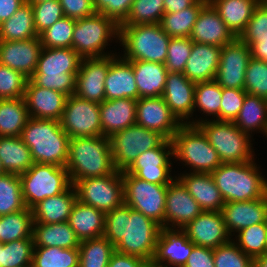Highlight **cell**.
<instances>
[{
	"instance_id": "cell-1",
	"label": "cell",
	"mask_w": 267,
	"mask_h": 267,
	"mask_svg": "<svg viewBox=\"0 0 267 267\" xmlns=\"http://www.w3.org/2000/svg\"><path fill=\"white\" fill-rule=\"evenodd\" d=\"M160 230L158 223L125 203L105 213L103 236L122 254L152 261Z\"/></svg>"
},
{
	"instance_id": "cell-2",
	"label": "cell",
	"mask_w": 267,
	"mask_h": 267,
	"mask_svg": "<svg viewBox=\"0 0 267 267\" xmlns=\"http://www.w3.org/2000/svg\"><path fill=\"white\" fill-rule=\"evenodd\" d=\"M65 167L72 185L84 178L112 174L116 169L112 159L110 137L70 138L68 162Z\"/></svg>"
},
{
	"instance_id": "cell-3",
	"label": "cell",
	"mask_w": 267,
	"mask_h": 267,
	"mask_svg": "<svg viewBox=\"0 0 267 267\" xmlns=\"http://www.w3.org/2000/svg\"><path fill=\"white\" fill-rule=\"evenodd\" d=\"M20 137L29 147L34 163L67 165L70 137L60 121L30 117Z\"/></svg>"
},
{
	"instance_id": "cell-4",
	"label": "cell",
	"mask_w": 267,
	"mask_h": 267,
	"mask_svg": "<svg viewBox=\"0 0 267 267\" xmlns=\"http://www.w3.org/2000/svg\"><path fill=\"white\" fill-rule=\"evenodd\" d=\"M258 168L254 161L222 163L211 173L225 203L267 196V179Z\"/></svg>"
},
{
	"instance_id": "cell-5",
	"label": "cell",
	"mask_w": 267,
	"mask_h": 267,
	"mask_svg": "<svg viewBox=\"0 0 267 267\" xmlns=\"http://www.w3.org/2000/svg\"><path fill=\"white\" fill-rule=\"evenodd\" d=\"M82 58L72 48L43 47L37 69L30 80L37 86L64 93L76 90V76Z\"/></svg>"
},
{
	"instance_id": "cell-6",
	"label": "cell",
	"mask_w": 267,
	"mask_h": 267,
	"mask_svg": "<svg viewBox=\"0 0 267 267\" xmlns=\"http://www.w3.org/2000/svg\"><path fill=\"white\" fill-rule=\"evenodd\" d=\"M127 61L141 60L164 64L171 37L160 24L119 25V38Z\"/></svg>"
},
{
	"instance_id": "cell-7",
	"label": "cell",
	"mask_w": 267,
	"mask_h": 267,
	"mask_svg": "<svg viewBox=\"0 0 267 267\" xmlns=\"http://www.w3.org/2000/svg\"><path fill=\"white\" fill-rule=\"evenodd\" d=\"M195 120L187 124L197 125L216 150L222 163H241L254 160L251 135L241 131L233 121ZM250 136V137H249Z\"/></svg>"
},
{
	"instance_id": "cell-8",
	"label": "cell",
	"mask_w": 267,
	"mask_h": 267,
	"mask_svg": "<svg viewBox=\"0 0 267 267\" xmlns=\"http://www.w3.org/2000/svg\"><path fill=\"white\" fill-rule=\"evenodd\" d=\"M173 157L190 165L192 172L211 174L222 162L197 125L183 124L172 138Z\"/></svg>"
},
{
	"instance_id": "cell-9",
	"label": "cell",
	"mask_w": 267,
	"mask_h": 267,
	"mask_svg": "<svg viewBox=\"0 0 267 267\" xmlns=\"http://www.w3.org/2000/svg\"><path fill=\"white\" fill-rule=\"evenodd\" d=\"M19 177L25 206L30 209L48 197L63 193L72 185L66 167L55 164L34 163Z\"/></svg>"
},
{
	"instance_id": "cell-10",
	"label": "cell",
	"mask_w": 267,
	"mask_h": 267,
	"mask_svg": "<svg viewBox=\"0 0 267 267\" xmlns=\"http://www.w3.org/2000/svg\"><path fill=\"white\" fill-rule=\"evenodd\" d=\"M119 38V26L105 15L96 13L90 17L76 20L72 36V49L81 58L113 55L103 51L108 42ZM104 53V54H103Z\"/></svg>"
},
{
	"instance_id": "cell-11",
	"label": "cell",
	"mask_w": 267,
	"mask_h": 267,
	"mask_svg": "<svg viewBox=\"0 0 267 267\" xmlns=\"http://www.w3.org/2000/svg\"><path fill=\"white\" fill-rule=\"evenodd\" d=\"M124 203L164 228L168 184H155L122 172Z\"/></svg>"
},
{
	"instance_id": "cell-12",
	"label": "cell",
	"mask_w": 267,
	"mask_h": 267,
	"mask_svg": "<svg viewBox=\"0 0 267 267\" xmlns=\"http://www.w3.org/2000/svg\"><path fill=\"white\" fill-rule=\"evenodd\" d=\"M166 138L160 133L134 124L110 137L113 164L119 172L126 171L139 154L159 147Z\"/></svg>"
},
{
	"instance_id": "cell-13",
	"label": "cell",
	"mask_w": 267,
	"mask_h": 267,
	"mask_svg": "<svg viewBox=\"0 0 267 267\" xmlns=\"http://www.w3.org/2000/svg\"><path fill=\"white\" fill-rule=\"evenodd\" d=\"M73 186L77 200L104 213L124 203L122 172L118 170L104 177L78 180Z\"/></svg>"
},
{
	"instance_id": "cell-14",
	"label": "cell",
	"mask_w": 267,
	"mask_h": 267,
	"mask_svg": "<svg viewBox=\"0 0 267 267\" xmlns=\"http://www.w3.org/2000/svg\"><path fill=\"white\" fill-rule=\"evenodd\" d=\"M60 123L70 138L102 136L100 103L73 94L67 97Z\"/></svg>"
},
{
	"instance_id": "cell-15",
	"label": "cell",
	"mask_w": 267,
	"mask_h": 267,
	"mask_svg": "<svg viewBox=\"0 0 267 267\" xmlns=\"http://www.w3.org/2000/svg\"><path fill=\"white\" fill-rule=\"evenodd\" d=\"M250 47L239 37L221 48L215 81L222 88L244 89Z\"/></svg>"
},
{
	"instance_id": "cell-16",
	"label": "cell",
	"mask_w": 267,
	"mask_h": 267,
	"mask_svg": "<svg viewBox=\"0 0 267 267\" xmlns=\"http://www.w3.org/2000/svg\"><path fill=\"white\" fill-rule=\"evenodd\" d=\"M172 156V141L166 139L159 147L139 154L126 172L151 183L169 184L174 180L170 176Z\"/></svg>"
},
{
	"instance_id": "cell-17",
	"label": "cell",
	"mask_w": 267,
	"mask_h": 267,
	"mask_svg": "<svg viewBox=\"0 0 267 267\" xmlns=\"http://www.w3.org/2000/svg\"><path fill=\"white\" fill-rule=\"evenodd\" d=\"M115 56L82 58L74 94L88 101L102 103L105 100L106 75Z\"/></svg>"
},
{
	"instance_id": "cell-18",
	"label": "cell",
	"mask_w": 267,
	"mask_h": 267,
	"mask_svg": "<svg viewBox=\"0 0 267 267\" xmlns=\"http://www.w3.org/2000/svg\"><path fill=\"white\" fill-rule=\"evenodd\" d=\"M136 124L172 140L183 125L171 112L163 97L139 98L136 104Z\"/></svg>"
},
{
	"instance_id": "cell-19",
	"label": "cell",
	"mask_w": 267,
	"mask_h": 267,
	"mask_svg": "<svg viewBox=\"0 0 267 267\" xmlns=\"http://www.w3.org/2000/svg\"><path fill=\"white\" fill-rule=\"evenodd\" d=\"M175 178L167 188L164 228L180 230L194 220L202 209L177 176Z\"/></svg>"
},
{
	"instance_id": "cell-20",
	"label": "cell",
	"mask_w": 267,
	"mask_h": 267,
	"mask_svg": "<svg viewBox=\"0 0 267 267\" xmlns=\"http://www.w3.org/2000/svg\"><path fill=\"white\" fill-rule=\"evenodd\" d=\"M181 230L195 246L215 249L231 240L221 211H202Z\"/></svg>"
},
{
	"instance_id": "cell-21",
	"label": "cell",
	"mask_w": 267,
	"mask_h": 267,
	"mask_svg": "<svg viewBox=\"0 0 267 267\" xmlns=\"http://www.w3.org/2000/svg\"><path fill=\"white\" fill-rule=\"evenodd\" d=\"M43 46L40 38L0 41V64L17 70L30 79L37 69Z\"/></svg>"
},
{
	"instance_id": "cell-22",
	"label": "cell",
	"mask_w": 267,
	"mask_h": 267,
	"mask_svg": "<svg viewBox=\"0 0 267 267\" xmlns=\"http://www.w3.org/2000/svg\"><path fill=\"white\" fill-rule=\"evenodd\" d=\"M195 86L183 73L168 71L162 97L182 124L194 113Z\"/></svg>"
},
{
	"instance_id": "cell-23",
	"label": "cell",
	"mask_w": 267,
	"mask_h": 267,
	"mask_svg": "<svg viewBox=\"0 0 267 267\" xmlns=\"http://www.w3.org/2000/svg\"><path fill=\"white\" fill-rule=\"evenodd\" d=\"M67 95L62 92L35 85L28 79L24 99L29 117L60 121Z\"/></svg>"
},
{
	"instance_id": "cell-24",
	"label": "cell",
	"mask_w": 267,
	"mask_h": 267,
	"mask_svg": "<svg viewBox=\"0 0 267 267\" xmlns=\"http://www.w3.org/2000/svg\"><path fill=\"white\" fill-rule=\"evenodd\" d=\"M194 246L181 229L161 228L153 261L165 266L184 267Z\"/></svg>"
},
{
	"instance_id": "cell-25",
	"label": "cell",
	"mask_w": 267,
	"mask_h": 267,
	"mask_svg": "<svg viewBox=\"0 0 267 267\" xmlns=\"http://www.w3.org/2000/svg\"><path fill=\"white\" fill-rule=\"evenodd\" d=\"M221 213L230 236L232 232L267 222V196L250 201L227 202Z\"/></svg>"
},
{
	"instance_id": "cell-26",
	"label": "cell",
	"mask_w": 267,
	"mask_h": 267,
	"mask_svg": "<svg viewBox=\"0 0 267 267\" xmlns=\"http://www.w3.org/2000/svg\"><path fill=\"white\" fill-rule=\"evenodd\" d=\"M189 38L192 42L223 47L236 37L208 2L199 12Z\"/></svg>"
},
{
	"instance_id": "cell-27",
	"label": "cell",
	"mask_w": 267,
	"mask_h": 267,
	"mask_svg": "<svg viewBox=\"0 0 267 267\" xmlns=\"http://www.w3.org/2000/svg\"><path fill=\"white\" fill-rule=\"evenodd\" d=\"M221 48L215 45L193 42L183 74L194 83L215 80Z\"/></svg>"
},
{
	"instance_id": "cell-28",
	"label": "cell",
	"mask_w": 267,
	"mask_h": 267,
	"mask_svg": "<svg viewBox=\"0 0 267 267\" xmlns=\"http://www.w3.org/2000/svg\"><path fill=\"white\" fill-rule=\"evenodd\" d=\"M137 100L121 98L100 103L102 136L111 137L120 130L136 124Z\"/></svg>"
},
{
	"instance_id": "cell-29",
	"label": "cell",
	"mask_w": 267,
	"mask_h": 267,
	"mask_svg": "<svg viewBox=\"0 0 267 267\" xmlns=\"http://www.w3.org/2000/svg\"><path fill=\"white\" fill-rule=\"evenodd\" d=\"M188 193L198 202L202 211L219 212L225 201L209 173L182 174L177 177Z\"/></svg>"
},
{
	"instance_id": "cell-30",
	"label": "cell",
	"mask_w": 267,
	"mask_h": 267,
	"mask_svg": "<svg viewBox=\"0 0 267 267\" xmlns=\"http://www.w3.org/2000/svg\"><path fill=\"white\" fill-rule=\"evenodd\" d=\"M121 98L138 100V88L132 64L123 57H116L106 75L105 100Z\"/></svg>"
},
{
	"instance_id": "cell-31",
	"label": "cell",
	"mask_w": 267,
	"mask_h": 267,
	"mask_svg": "<svg viewBox=\"0 0 267 267\" xmlns=\"http://www.w3.org/2000/svg\"><path fill=\"white\" fill-rule=\"evenodd\" d=\"M67 222L80 242L99 238L104 233L105 213L76 200Z\"/></svg>"
},
{
	"instance_id": "cell-32",
	"label": "cell",
	"mask_w": 267,
	"mask_h": 267,
	"mask_svg": "<svg viewBox=\"0 0 267 267\" xmlns=\"http://www.w3.org/2000/svg\"><path fill=\"white\" fill-rule=\"evenodd\" d=\"M129 62L133 67L138 88V99L162 96L168 73L165 65L141 60Z\"/></svg>"
},
{
	"instance_id": "cell-33",
	"label": "cell",
	"mask_w": 267,
	"mask_h": 267,
	"mask_svg": "<svg viewBox=\"0 0 267 267\" xmlns=\"http://www.w3.org/2000/svg\"><path fill=\"white\" fill-rule=\"evenodd\" d=\"M76 200V190L71 185L63 193L40 201L32 208L34 223L54 224L67 222Z\"/></svg>"
},
{
	"instance_id": "cell-34",
	"label": "cell",
	"mask_w": 267,
	"mask_h": 267,
	"mask_svg": "<svg viewBox=\"0 0 267 267\" xmlns=\"http://www.w3.org/2000/svg\"><path fill=\"white\" fill-rule=\"evenodd\" d=\"M262 0H208L235 37L246 29L254 10Z\"/></svg>"
},
{
	"instance_id": "cell-35",
	"label": "cell",
	"mask_w": 267,
	"mask_h": 267,
	"mask_svg": "<svg viewBox=\"0 0 267 267\" xmlns=\"http://www.w3.org/2000/svg\"><path fill=\"white\" fill-rule=\"evenodd\" d=\"M34 247L79 248L80 240L68 222L33 225Z\"/></svg>"
},
{
	"instance_id": "cell-36",
	"label": "cell",
	"mask_w": 267,
	"mask_h": 267,
	"mask_svg": "<svg viewBox=\"0 0 267 267\" xmlns=\"http://www.w3.org/2000/svg\"><path fill=\"white\" fill-rule=\"evenodd\" d=\"M0 160L5 173L17 175L34 164L29 147L20 136H0Z\"/></svg>"
},
{
	"instance_id": "cell-37",
	"label": "cell",
	"mask_w": 267,
	"mask_h": 267,
	"mask_svg": "<svg viewBox=\"0 0 267 267\" xmlns=\"http://www.w3.org/2000/svg\"><path fill=\"white\" fill-rule=\"evenodd\" d=\"M39 37L34 25V14L27 1L7 20L0 24V41L29 40Z\"/></svg>"
},
{
	"instance_id": "cell-38",
	"label": "cell",
	"mask_w": 267,
	"mask_h": 267,
	"mask_svg": "<svg viewBox=\"0 0 267 267\" xmlns=\"http://www.w3.org/2000/svg\"><path fill=\"white\" fill-rule=\"evenodd\" d=\"M233 123L248 135L259 129L267 136V99L246 94L242 108Z\"/></svg>"
},
{
	"instance_id": "cell-39",
	"label": "cell",
	"mask_w": 267,
	"mask_h": 267,
	"mask_svg": "<svg viewBox=\"0 0 267 267\" xmlns=\"http://www.w3.org/2000/svg\"><path fill=\"white\" fill-rule=\"evenodd\" d=\"M29 118L24 97L0 99V136H21Z\"/></svg>"
},
{
	"instance_id": "cell-40",
	"label": "cell",
	"mask_w": 267,
	"mask_h": 267,
	"mask_svg": "<svg viewBox=\"0 0 267 267\" xmlns=\"http://www.w3.org/2000/svg\"><path fill=\"white\" fill-rule=\"evenodd\" d=\"M34 218L30 208L0 216V244L33 238Z\"/></svg>"
},
{
	"instance_id": "cell-41",
	"label": "cell",
	"mask_w": 267,
	"mask_h": 267,
	"mask_svg": "<svg viewBox=\"0 0 267 267\" xmlns=\"http://www.w3.org/2000/svg\"><path fill=\"white\" fill-rule=\"evenodd\" d=\"M207 3L208 0H198L176 13H164L159 24L170 37H190L198 14Z\"/></svg>"
},
{
	"instance_id": "cell-42",
	"label": "cell",
	"mask_w": 267,
	"mask_h": 267,
	"mask_svg": "<svg viewBox=\"0 0 267 267\" xmlns=\"http://www.w3.org/2000/svg\"><path fill=\"white\" fill-rule=\"evenodd\" d=\"M115 246L104 236L80 242L78 267H106Z\"/></svg>"
},
{
	"instance_id": "cell-43",
	"label": "cell",
	"mask_w": 267,
	"mask_h": 267,
	"mask_svg": "<svg viewBox=\"0 0 267 267\" xmlns=\"http://www.w3.org/2000/svg\"><path fill=\"white\" fill-rule=\"evenodd\" d=\"M79 248L34 247L31 267H78Z\"/></svg>"
},
{
	"instance_id": "cell-44",
	"label": "cell",
	"mask_w": 267,
	"mask_h": 267,
	"mask_svg": "<svg viewBox=\"0 0 267 267\" xmlns=\"http://www.w3.org/2000/svg\"><path fill=\"white\" fill-rule=\"evenodd\" d=\"M19 175L5 173L0 176V216L25 209Z\"/></svg>"
},
{
	"instance_id": "cell-45",
	"label": "cell",
	"mask_w": 267,
	"mask_h": 267,
	"mask_svg": "<svg viewBox=\"0 0 267 267\" xmlns=\"http://www.w3.org/2000/svg\"><path fill=\"white\" fill-rule=\"evenodd\" d=\"M33 251V238L0 244V267H31Z\"/></svg>"
},
{
	"instance_id": "cell-46",
	"label": "cell",
	"mask_w": 267,
	"mask_h": 267,
	"mask_svg": "<svg viewBox=\"0 0 267 267\" xmlns=\"http://www.w3.org/2000/svg\"><path fill=\"white\" fill-rule=\"evenodd\" d=\"M222 87L215 81L196 83L194 92V111L197 107L208 116H216L220 121V107L222 103Z\"/></svg>"
},
{
	"instance_id": "cell-47",
	"label": "cell",
	"mask_w": 267,
	"mask_h": 267,
	"mask_svg": "<svg viewBox=\"0 0 267 267\" xmlns=\"http://www.w3.org/2000/svg\"><path fill=\"white\" fill-rule=\"evenodd\" d=\"M237 246L252 259L266 254L267 222L253 224L237 232Z\"/></svg>"
},
{
	"instance_id": "cell-48",
	"label": "cell",
	"mask_w": 267,
	"mask_h": 267,
	"mask_svg": "<svg viewBox=\"0 0 267 267\" xmlns=\"http://www.w3.org/2000/svg\"><path fill=\"white\" fill-rule=\"evenodd\" d=\"M164 13V0H134L120 25L157 24Z\"/></svg>"
},
{
	"instance_id": "cell-49",
	"label": "cell",
	"mask_w": 267,
	"mask_h": 267,
	"mask_svg": "<svg viewBox=\"0 0 267 267\" xmlns=\"http://www.w3.org/2000/svg\"><path fill=\"white\" fill-rule=\"evenodd\" d=\"M76 20L63 17L40 35L41 45L46 48H72V36Z\"/></svg>"
},
{
	"instance_id": "cell-50",
	"label": "cell",
	"mask_w": 267,
	"mask_h": 267,
	"mask_svg": "<svg viewBox=\"0 0 267 267\" xmlns=\"http://www.w3.org/2000/svg\"><path fill=\"white\" fill-rule=\"evenodd\" d=\"M244 90L247 94L267 99V63L251 57L249 59Z\"/></svg>"
},
{
	"instance_id": "cell-51",
	"label": "cell",
	"mask_w": 267,
	"mask_h": 267,
	"mask_svg": "<svg viewBox=\"0 0 267 267\" xmlns=\"http://www.w3.org/2000/svg\"><path fill=\"white\" fill-rule=\"evenodd\" d=\"M214 267H252L253 259L232 239L213 249Z\"/></svg>"
},
{
	"instance_id": "cell-52",
	"label": "cell",
	"mask_w": 267,
	"mask_h": 267,
	"mask_svg": "<svg viewBox=\"0 0 267 267\" xmlns=\"http://www.w3.org/2000/svg\"><path fill=\"white\" fill-rule=\"evenodd\" d=\"M193 42L189 37H171L168 44V53L165 67L170 72L183 73L190 57Z\"/></svg>"
},
{
	"instance_id": "cell-53",
	"label": "cell",
	"mask_w": 267,
	"mask_h": 267,
	"mask_svg": "<svg viewBox=\"0 0 267 267\" xmlns=\"http://www.w3.org/2000/svg\"><path fill=\"white\" fill-rule=\"evenodd\" d=\"M27 81L22 73L0 64V99L24 97Z\"/></svg>"
},
{
	"instance_id": "cell-54",
	"label": "cell",
	"mask_w": 267,
	"mask_h": 267,
	"mask_svg": "<svg viewBox=\"0 0 267 267\" xmlns=\"http://www.w3.org/2000/svg\"><path fill=\"white\" fill-rule=\"evenodd\" d=\"M34 14V25L38 36L56 21L64 17L59 0H47L31 4Z\"/></svg>"
},
{
	"instance_id": "cell-55",
	"label": "cell",
	"mask_w": 267,
	"mask_h": 267,
	"mask_svg": "<svg viewBox=\"0 0 267 267\" xmlns=\"http://www.w3.org/2000/svg\"><path fill=\"white\" fill-rule=\"evenodd\" d=\"M239 38L249 47L259 39H267V5L263 1L254 10Z\"/></svg>"
},
{
	"instance_id": "cell-56",
	"label": "cell",
	"mask_w": 267,
	"mask_h": 267,
	"mask_svg": "<svg viewBox=\"0 0 267 267\" xmlns=\"http://www.w3.org/2000/svg\"><path fill=\"white\" fill-rule=\"evenodd\" d=\"M247 92L244 89H222L220 121H234L242 108Z\"/></svg>"
},
{
	"instance_id": "cell-57",
	"label": "cell",
	"mask_w": 267,
	"mask_h": 267,
	"mask_svg": "<svg viewBox=\"0 0 267 267\" xmlns=\"http://www.w3.org/2000/svg\"><path fill=\"white\" fill-rule=\"evenodd\" d=\"M134 0H93L96 13L111 18L118 26L127 18Z\"/></svg>"
},
{
	"instance_id": "cell-58",
	"label": "cell",
	"mask_w": 267,
	"mask_h": 267,
	"mask_svg": "<svg viewBox=\"0 0 267 267\" xmlns=\"http://www.w3.org/2000/svg\"><path fill=\"white\" fill-rule=\"evenodd\" d=\"M64 17L74 20L90 17L96 14L93 0H59Z\"/></svg>"
},
{
	"instance_id": "cell-59",
	"label": "cell",
	"mask_w": 267,
	"mask_h": 267,
	"mask_svg": "<svg viewBox=\"0 0 267 267\" xmlns=\"http://www.w3.org/2000/svg\"><path fill=\"white\" fill-rule=\"evenodd\" d=\"M184 267H214L213 249L194 246Z\"/></svg>"
},
{
	"instance_id": "cell-60",
	"label": "cell",
	"mask_w": 267,
	"mask_h": 267,
	"mask_svg": "<svg viewBox=\"0 0 267 267\" xmlns=\"http://www.w3.org/2000/svg\"><path fill=\"white\" fill-rule=\"evenodd\" d=\"M26 0H0V24L9 19Z\"/></svg>"
},
{
	"instance_id": "cell-61",
	"label": "cell",
	"mask_w": 267,
	"mask_h": 267,
	"mask_svg": "<svg viewBox=\"0 0 267 267\" xmlns=\"http://www.w3.org/2000/svg\"><path fill=\"white\" fill-rule=\"evenodd\" d=\"M147 260L128 254H122L116 251V267H144Z\"/></svg>"
},
{
	"instance_id": "cell-62",
	"label": "cell",
	"mask_w": 267,
	"mask_h": 267,
	"mask_svg": "<svg viewBox=\"0 0 267 267\" xmlns=\"http://www.w3.org/2000/svg\"><path fill=\"white\" fill-rule=\"evenodd\" d=\"M198 0H164L165 13H176L194 5Z\"/></svg>"
},
{
	"instance_id": "cell-63",
	"label": "cell",
	"mask_w": 267,
	"mask_h": 267,
	"mask_svg": "<svg viewBox=\"0 0 267 267\" xmlns=\"http://www.w3.org/2000/svg\"><path fill=\"white\" fill-rule=\"evenodd\" d=\"M251 56L267 63V39H259L250 46Z\"/></svg>"
},
{
	"instance_id": "cell-64",
	"label": "cell",
	"mask_w": 267,
	"mask_h": 267,
	"mask_svg": "<svg viewBox=\"0 0 267 267\" xmlns=\"http://www.w3.org/2000/svg\"><path fill=\"white\" fill-rule=\"evenodd\" d=\"M252 267H267V254L254 258Z\"/></svg>"
},
{
	"instance_id": "cell-65",
	"label": "cell",
	"mask_w": 267,
	"mask_h": 267,
	"mask_svg": "<svg viewBox=\"0 0 267 267\" xmlns=\"http://www.w3.org/2000/svg\"><path fill=\"white\" fill-rule=\"evenodd\" d=\"M106 267H116V251L112 254L109 264Z\"/></svg>"
},
{
	"instance_id": "cell-66",
	"label": "cell",
	"mask_w": 267,
	"mask_h": 267,
	"mask_svg": "<svg viewBox=\"0 0 267 267\" xmlns=\"http://www.w3.org/2000/svg\"><path fill=\"white\" fill-rule=\"evenodd\" d=\"M144 267H168V266L157 264L152 260V261H147Z\"/></svg>"
},
{
	"instance_id": "cell-67",
	"label": "cell",
	"mask_w": 267,
	"mask_h": 267,
	"mask_svg": "<svg viewBox=\"0 0 267 267\" xmlns=\"http://www.w3.org/2000/svg\"><path fill=\"white\" fill-rule=\"evenodd\" d=\"M28 3L33 4V3H39V2H44L47 0H26Z\"/></svg>"
},
{
	"instance_id": "cell-68",
	"label": "cell",
	"mask_w": 267,
	"mask_h": 267,
	"mask_svg": "<svg viewBox=\"0 0 267 267\" xmlns=\"http://www.w3.org/2000/svg\"><path fill=\"white\" fill-rule=\"evenodd\" d=\"M5 174L4 169L2 168L1 160H0V176Z\"/></svg>"
}]
</instances>
